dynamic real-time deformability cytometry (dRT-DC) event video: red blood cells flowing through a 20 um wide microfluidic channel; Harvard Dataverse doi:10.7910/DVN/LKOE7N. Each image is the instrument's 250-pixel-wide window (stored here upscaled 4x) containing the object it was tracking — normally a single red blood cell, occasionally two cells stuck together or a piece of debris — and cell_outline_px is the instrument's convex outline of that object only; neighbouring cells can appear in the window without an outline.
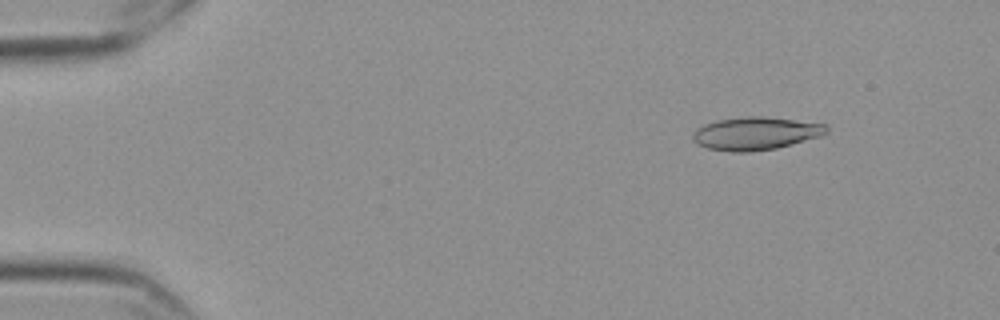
{"species": "Egyptian fruit bat (a non-hibernating species)", "species_latin": "Rousettus aegyptiacus", "temperature_condition": "cold", "stored_images_in_passage": 57, "camera_frame_rate_fps": 3000, "um_per_image_px": 0.085, "frame": {"image": 1, "passage_image": 7, "time_ms": 2.0, "image_size_px": [1000, 320], "cell_outline_px": [[828, 132], [820, 136], [776, 148], [748, 152], [728, 152], [708, 148], [692, 140], [692, 136], [696, 128], [704, 124], [716, 120], [748, 116], [764, 116], [824, 124], [828, 128]], "centroid_in_image_um": [64.19, 11.34], "position_along_channel_um": 20.8, "area_um2": 25.49}}
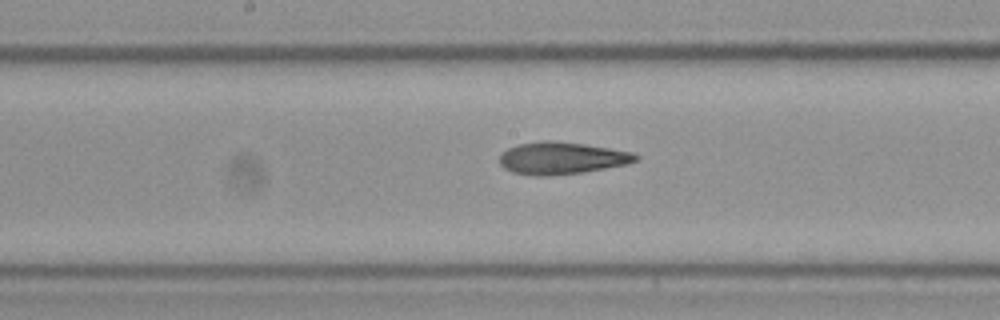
{"frame": {"image": 2, "passage_image": 30, "time_ms": 9.667, "image_size_px": [1000, 320], "cell_outline_px": [[640, 156], [636, 160], [628, 164], [580, 172], [548, 176], [536, 176], [512, 172], [504, 168], [500, 164], [500, 152], [508, 148], [520, 144], [540, 140], [552, 140], [584, 144], [632, 152]], "centroid_in_image_um": [47.7, 13.43], "position_along_channel_um": 200.5, "area_um2": 25.43}}
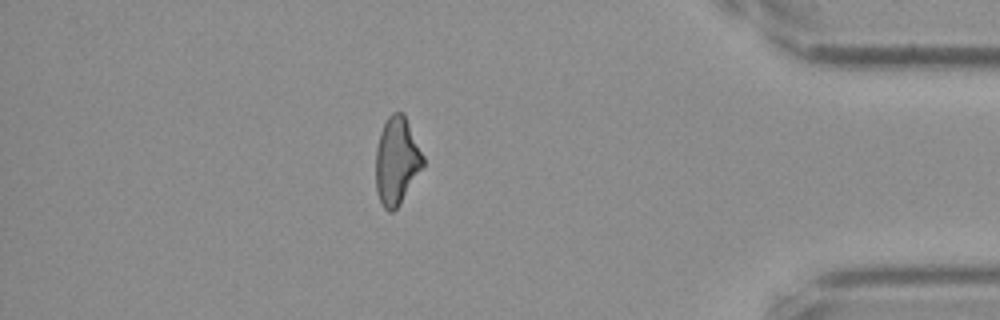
{"frame": {"image": 3, "passage_image": 50, "time_ms": 16.333, "image_size_px": [1000, 320], "cell_outline_px": [[424, 164], [396, 208], [392, 212], [388, 212], [384, 208], [376, 192], [376, 148], [380, 132], [388, 116], [392, 112], [404, 112], [424, 156]], "centroid_in_image_um": [33.71, 13.63], "position_along_channel_um": 401.5, "area_um2": 23.87}, "authors_computed_cell_mechanics": {"area_um2": 24.854, "velocity_mm_per_s": 3.5591, "shape_relaxation_time_tau1_ms": null, "shape_relaxation_time_tau2_ms": 6.0919, "deformation_change_tau1": null, "deformation_change_tau2": 0.1635}}